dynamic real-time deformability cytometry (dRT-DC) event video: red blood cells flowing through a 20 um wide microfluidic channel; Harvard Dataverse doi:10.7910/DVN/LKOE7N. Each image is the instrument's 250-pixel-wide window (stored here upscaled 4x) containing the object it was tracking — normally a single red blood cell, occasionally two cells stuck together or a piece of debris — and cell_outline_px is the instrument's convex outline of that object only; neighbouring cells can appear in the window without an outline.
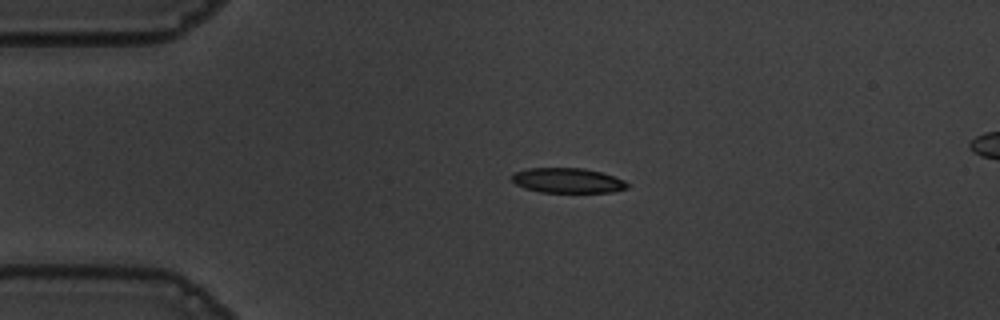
{"species": "common noctule bat (a hibernating species)", "species_latin": "Nyctalus noctula", "temperature_condition": "warm", "stored_images_in_passage": 44, "camera_frame_rate_fps": 3000, "um_per_image_px": 0.085, "animal": {"sex": "male", "body_mass_g": 19.5, "forearm_length_mm": 54.6}, "frame": {"image": 1, "passage_image": 1, "time_ms": 0.0, "image_size_px": [1000, 320], "cell_outline_px": [[628, 188], [612, 192], [540, 192], [524, 188], [516, 184], [508, 176], [516, 172], [528, 168], [584, 168], [600, 172], [624, 180], [628, 184]], "centroid_in_image_um": [48.21, 15.34], "position_along_channel_um": 36.8, "area_um2": 16.76}}
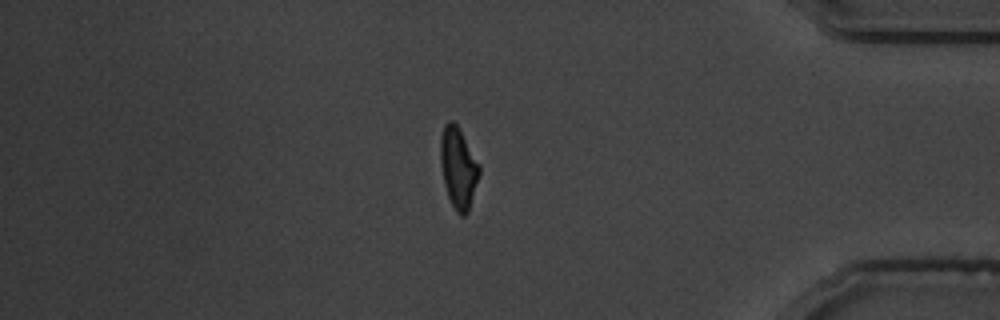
{"frame": {"image": 2, "passage_image": 36, "time_ms": 11.667, "image_size_px": [1000, 320], "cell_outline_px": [[480, 172], [468, 212], [464, 216], [460, 216], [456, 212], [448, 196], [444, 184], [440, 164], [440, 136], [444, 124], [448, 120], [452, 120], [456, 124], [480, 164]], "centroid_in_image_um": [38.94, 14.25], "position_along_channel_um": 396.3, "area_um2": 18.32}}
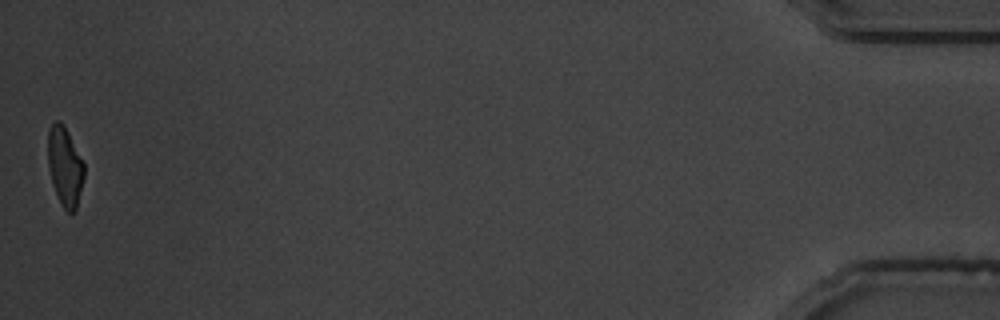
{"frame": {"image": 3, "passage_image": 44, "time_ms": 14.333, "image_size_px": [1000, 320], "cell_outline_px": [[84, 176], [76, 208], [72, 212], [68, 212], [60, 204], [52, 184], [48, 164], [48, 128], [56, 120], [60, 120], [64, 124], [84, 164]], "centroid_in_image_um": [5.5, 14.12], "position_along_channel_um": 429.7, "area_um2": 16.59}, "authors_computed_cell_mechanics": {"area_um2": 18.2648, "velocity_mm_per_s": 3.6483, "shape_relaxation_time_tau1_ms": 3.4517, "shape_relaxation_time_tau2_ms": 1.7342, "deformation_change_tau1": 0.1606, "deformation_change_tau2": 0.0728}}